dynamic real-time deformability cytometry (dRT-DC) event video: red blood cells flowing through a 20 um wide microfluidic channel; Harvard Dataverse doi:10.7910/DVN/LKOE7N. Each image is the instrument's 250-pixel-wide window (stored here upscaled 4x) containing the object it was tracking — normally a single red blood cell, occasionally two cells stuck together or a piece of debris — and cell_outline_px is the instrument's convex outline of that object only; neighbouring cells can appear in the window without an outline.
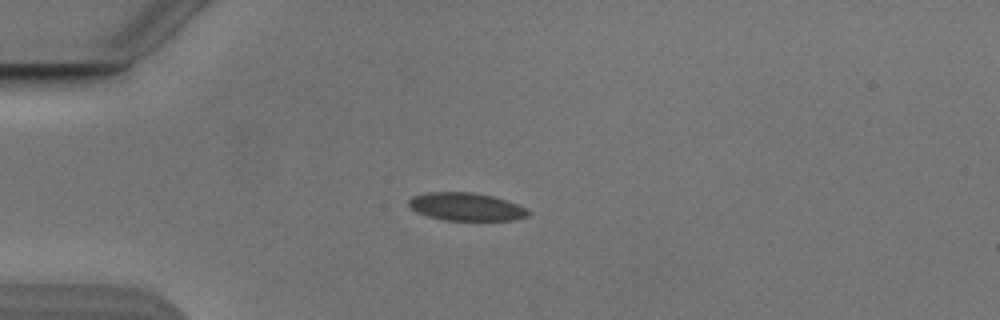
{"species": "Egyptian fruit bat (a non-hibernating species)", "species_latin": "Rousettus aegyptiacus", "temperature_condition": "cold", "stored_images_in_passage": 40, "camera_frame_rate_fps": 3000, "um_per_image_px": 0.085, "animal": {"sex": "male"}, "frame": {"image": 1, "passage_image": 1, "time_ms": 0.0, "image_size_px": [1000, 320], "cell_outline_px": [[532, 212], [528, 216], [516, 220], [444, 220], [428, 216], [416, 212], [408, 204], [408, 200], [412, 196], [428, 192], [472, 192], [492, 196], [516, 204]], "centroid_in_image_um": [39.61, 17.57], "position_along_channel_um": 45.4, "area_um2": 19.36}}
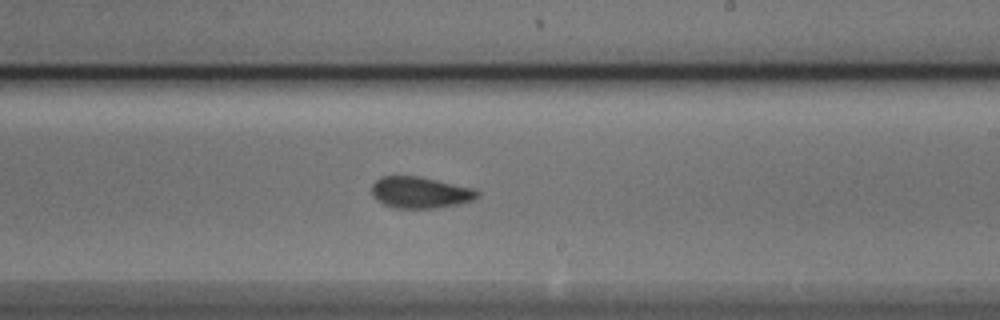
{"frame": {"image": 2, "passage_image": 19, "time_ms": 6.0, "image_size_px": [1000, 320], "cell_outline_px": [[480, 196], [472, 200], [460, 204], [436, 208], [392, 208], [376, 200], [372, 192], [372, 184], [380, 176], [420, 176], [476, 188], [480, 192]], "centroid_in_image_um": [35.75, 16.36], "position_along_channel_um": 253.2, "area_um2": 19.65}}
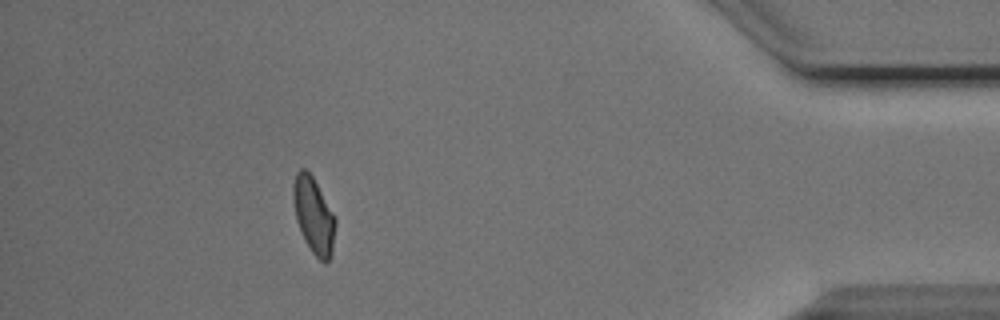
{"frame": {"image": 3, "passage_image": 35, "time_ms": 11.333, "image_size_px": [1000, 320], "cell_outline_px": [[336, 224], [332, 252], [328, 260], [324, 264], [312, 252], [304, 240], [296, 220], [292, 196], [292, 184], [296, 172], [300, 168], [304, 168], [312, 176], [336, 216]], "centroid_in_image_um": [26.66, 18.3], "position_along_channel_um": 408.5, "area_um2": 18.9}, "authors_computed_cell_mechanics": {"area_um2": 19.2474, "velocity_mm_per_s": 3.8603, "shape_relaxation_time_tau1_ms": 4.2027, "shape_relaxation_time_tau2_ms": 1.4876, "deformation_change_tau1": 0.1015, "deformation_change_tau2": 0.0549}}